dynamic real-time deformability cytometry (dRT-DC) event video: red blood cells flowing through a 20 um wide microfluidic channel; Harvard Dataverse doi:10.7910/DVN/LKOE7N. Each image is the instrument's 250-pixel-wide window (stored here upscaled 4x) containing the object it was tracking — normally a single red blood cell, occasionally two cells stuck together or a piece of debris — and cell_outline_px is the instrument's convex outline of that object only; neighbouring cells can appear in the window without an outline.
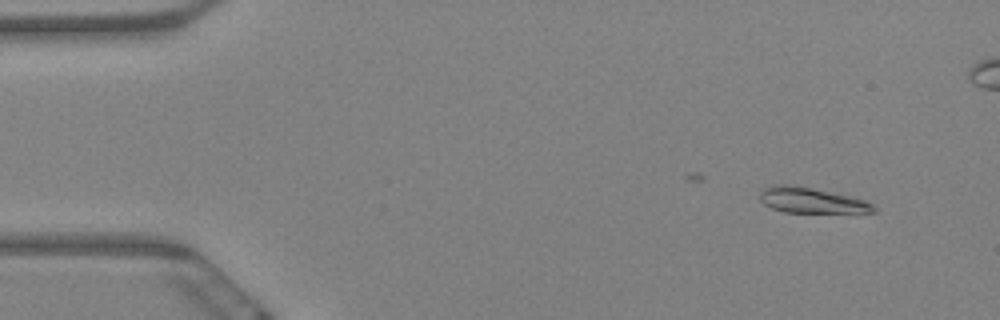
{"species": "Egyptian fruit bat (a non-hibernating species)", "species_latin": "Rousettus aegyptiacus", "temperature_condition": "warm", "stored_images_in_passage": 8, "camera_frame_rate_fps": 3000, "um_per_image_px": 0.085, "animal": {"sex": "female"}, "frame": {"image": 1, "passage_image": 3, "time_ms": 0.667, "image_size_px": [1000, 320], "cell_outline_px": [[876, 212], [784, 212], [772, 208], [764, 204], [760, 200], [760, 192], [764, 188], [776, 184], [788, 184], [812, 188], [852, 196], [864, 200], [872, 204], [876, 208]], "centroid_in_image_um": [68.96, 17.02], "position_along_channel_um": 16.0, "area_um2": 16.76}}
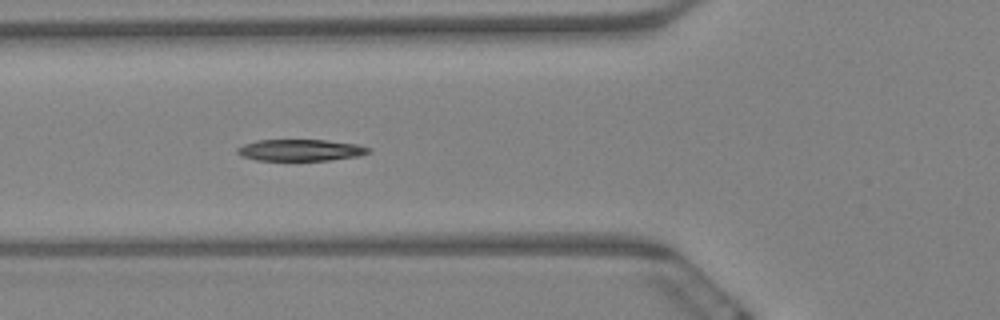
{"frame": {"image": 2, "passage_image": 8, "time_ms": 2.333, "image_size_px": [1000, 320], "cell_outline_px": [[372, 152], [360, 156], [332, 160], [256, 160], [240, 156], [236, 152], [236, 148], [244, 144], [256, 140], [328, 140], [356, 144], [372, 148]], "centroid_in_image_um": [25.57, 12.76], "position_along_channel_um": 100.2, "area_um2": 16.7}}